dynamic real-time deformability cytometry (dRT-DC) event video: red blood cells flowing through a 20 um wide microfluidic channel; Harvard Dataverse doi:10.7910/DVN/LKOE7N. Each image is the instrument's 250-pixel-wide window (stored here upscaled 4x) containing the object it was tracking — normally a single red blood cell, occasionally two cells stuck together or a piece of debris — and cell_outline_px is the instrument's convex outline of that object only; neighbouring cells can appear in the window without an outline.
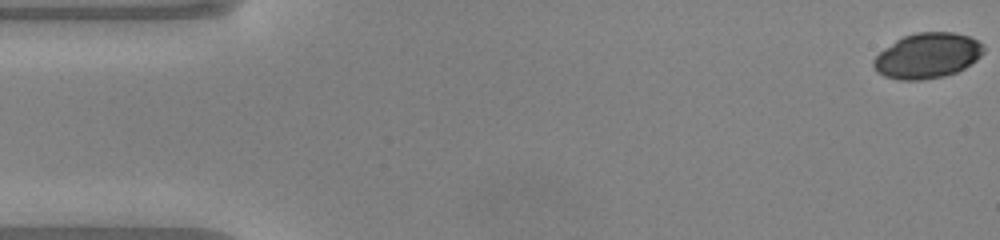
{"species": "common noctule bat (a hibernating species)", "species_latin": "Nyctalus noctula", "temperature_condition": "warm", "stored_images_in_passage": 49, "camera_frame_rate_fps": 3000, "um_per_image_px": 0.085, "animal": {"sex": "male", "body_mass_g": 20.0, "forearm_length_mm": 53.3}, "frame": {"image": 1, "passage_image": 1, "time_ms": 0.0, "image_size_px": [1000, 240], "cell_outline_px": [[984, 52], [976, 60], [964, 68], [956, 72], [944, 76], [920, 80], [900, 80], [884, 76], [876, 72], [872, 64], [872, 60], [884, 48], [896, 40], [904, 36], [916, 32], [952, 32], [968, 36], [984, 44]], "centroid_in_image_um": [78.81, 4.73], "position_along_channel_um": 6.2, "area_um2": 29.07}}